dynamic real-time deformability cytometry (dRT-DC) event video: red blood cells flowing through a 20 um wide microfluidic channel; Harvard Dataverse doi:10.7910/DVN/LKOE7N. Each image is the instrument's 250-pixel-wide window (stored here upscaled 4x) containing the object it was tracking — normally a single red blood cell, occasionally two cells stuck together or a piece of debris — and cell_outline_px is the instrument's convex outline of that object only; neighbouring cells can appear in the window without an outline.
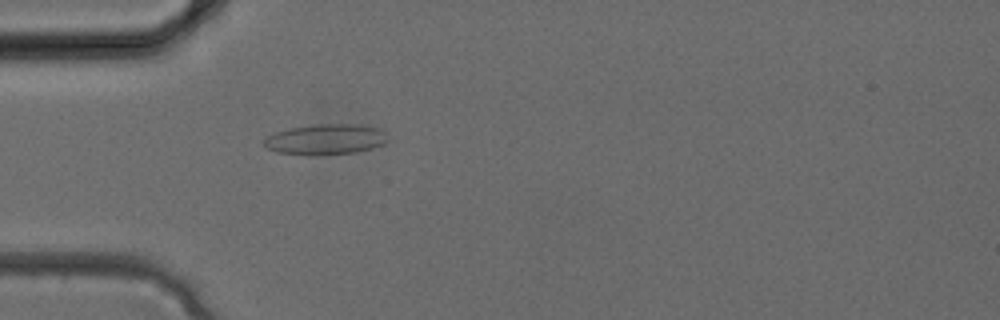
{"species": "common noctule bat (a hibernating species)", "species_latin": "Nyctalus noctula", "temperature_condition": "cold", "stored_images_in_passage": 33, "camera_frame_rate_fps": 3000, "um_per_image_px": 0.085, "animal": {"sex": "female", "body_mass_g": 24.6, "forearm_length_mm": 56.2}, "frame": {"image": 1, "passage_image": 10, "time_ms": 3.0, "image_size_px": [1000, 320], "cell_outline_px": [[388, 140], [384, 144], [372, 148], [356, 152], [312, 156], [308, 156], [276, 152], [268, 148], [264, 144], [264, 140], [268, 136], [276, 132], [292, 128], [312, 124], [356, 124], [380, 128], [384, 132]], "centroid_in_image_um": [27.69, 11.85], "position_along_channel_um": 57.3, "area_um2": 22.14}}
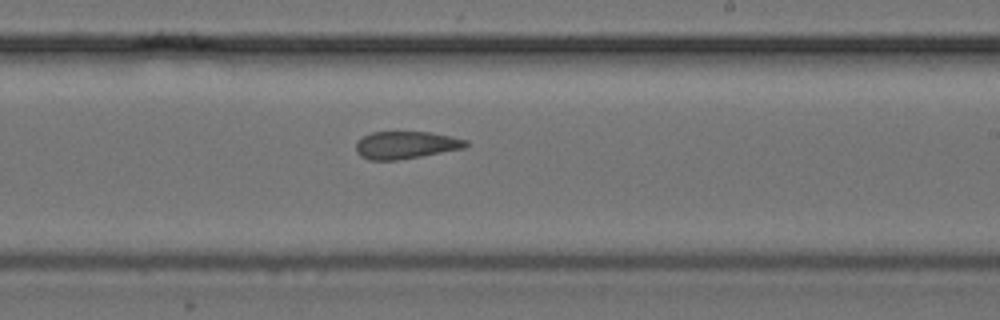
{"frame": {"image": 2, "passage_image": 20, "time_ms": 6.333, "image_size_px": [1000, 320], "cell_outline_px": [[468, 144], [464, 148], [420, 156], [396, 160], [368, 160], [360, 156], [356, 152], [356, 144], [364, 136], [372, 132], [432, 132], [452, 136], [468, 140]], "centroid_in_image_um": [34.5, 12.32], "position_along_channel_um": 254.5, "area_um2": 17.51}}
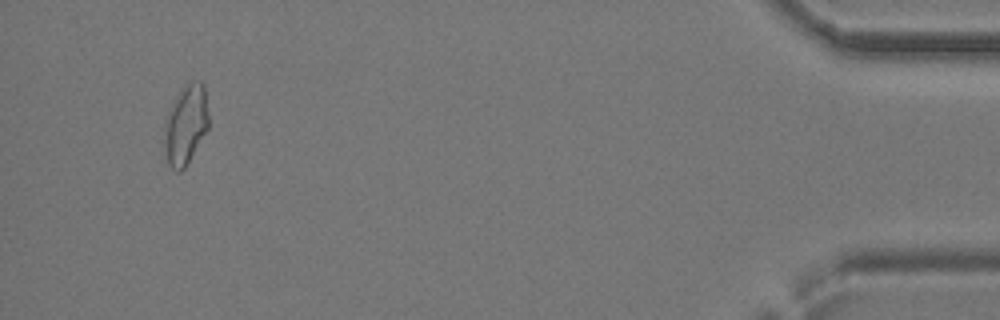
{"frame": {"image": 3, "passage_image": 32, "time_ms": 10.333, "image_size_px": [1000, 320], "cell_outline_px": [[208, 128], [184, 168], [180, 172], [176, 172], [168, 164], [164, 144], [164, 120], [176, 96], [192, 80], [200, 80], [204, 84], [208, 116]], "centroid_in_image_um": [15.77, 10.6], "position_along_channel_um": 419.4, "area_um2": 20.29}}